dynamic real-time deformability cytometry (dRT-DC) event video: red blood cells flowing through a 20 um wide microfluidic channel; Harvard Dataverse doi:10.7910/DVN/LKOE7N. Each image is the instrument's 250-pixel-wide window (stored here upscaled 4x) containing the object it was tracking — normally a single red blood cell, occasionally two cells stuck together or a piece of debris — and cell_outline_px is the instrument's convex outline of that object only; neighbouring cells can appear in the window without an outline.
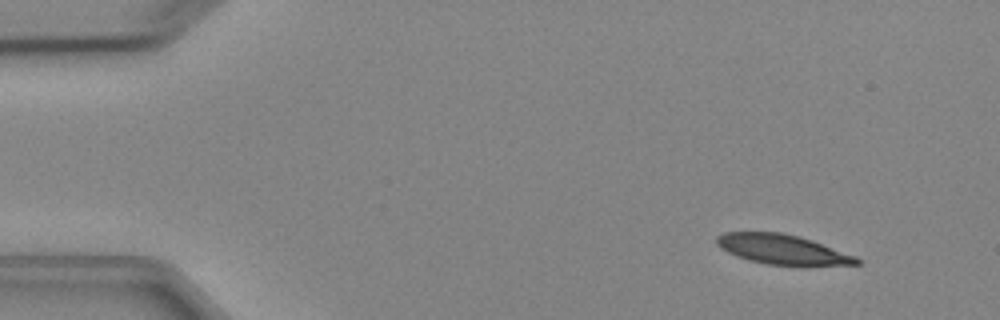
{"species": "Egyptian fruit bat (a non-hibernating species)", "species_latin": "Rousettus aegyptiacus", "temperature_condition": "cold", "stored_images_in_passage": 4, "camera_frame_rate_fps": 3000, "um_per_image_px": 0.085, "animal": {"sex": "female"}, "frame": {"image": 1, "passage_image": 1, "time_ms": 0.0, "image_size_px": [1000, 320], "cell_outline_px": [[860, 264], [768, 264], [748, 260], [736, 256], [720, 248], [716, 244], [716, 236], [724, 232], [780, 232], [812, 240], [856, 256], [860, 260]], "centroid_in_image_um": [66.42, 21.17], "position_along_channel_um": 18.6, "area_um2": 23.7}}
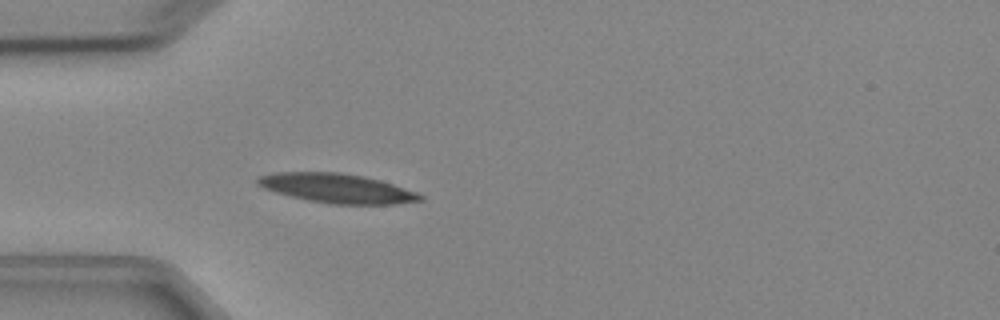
{"frame": {"image": 2, "passage_image": 4, "time_ms": 3.333, "image_size_px": [1000, 320], "cell_outline_px": [[424, 200], [396, 204], [328, 204], [308, 200], [276, 192], [264, 188], [256, 184], [256, 180], [260, 176], [276, 172], [340, 172], [364, 176], [380, 180], [416, 192], [424, 196]], "centroid_in_image_um": [28.66, 16.0], "position_along_channel_um": 56.3, "area_um2": 27.69}}